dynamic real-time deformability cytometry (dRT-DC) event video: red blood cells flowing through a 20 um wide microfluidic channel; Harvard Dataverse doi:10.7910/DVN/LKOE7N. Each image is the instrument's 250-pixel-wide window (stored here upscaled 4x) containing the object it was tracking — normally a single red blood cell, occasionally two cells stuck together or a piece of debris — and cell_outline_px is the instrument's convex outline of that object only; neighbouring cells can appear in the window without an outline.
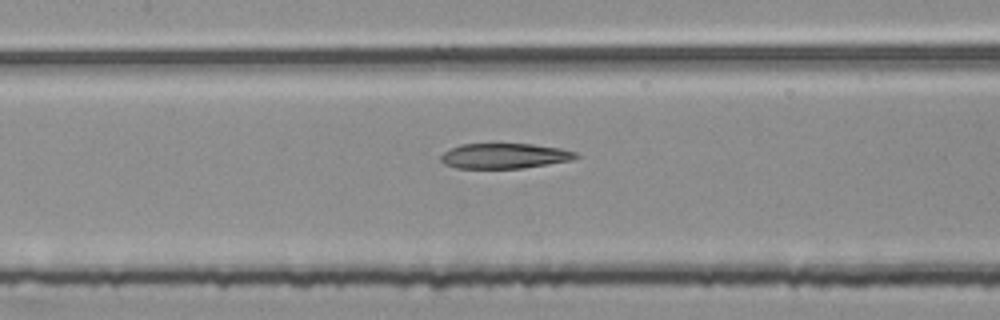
{"species": "common noctule bat (a hibernating species)", "species_latin": "Nyctalus noctula", "temperature_condition": "room temperature", "stored_images_in_passage": 51, "segment_of_instrument_passage": [2, 2], "camera_frame_rate_fps": 3000, "um_per_image_px": 0.085, "animal": {"sex": "female", "body_mass_g": 25.1}, "frame": {"image": 1, "passage_image": 24, "time_ms": 7.667, "image_size_px": [1000, 320], "cell_outline_px": [[580, 156], [572, 160], [520, 168], [456, 168], [444, 164], [440, 160], [440, 156], [444, 152], [460, 144], [532, 144], [560, 148], [576, 152]], "centroid_in_image_um": [42.87, 13.25], "position_along_channel_um": 164.5, "area_um2": 19.71}}
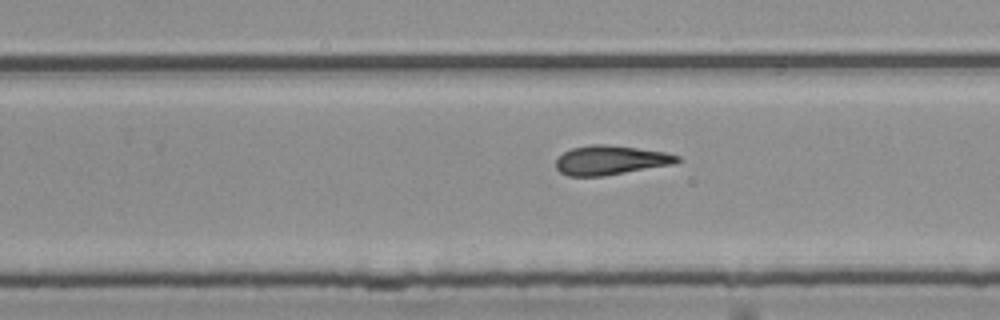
{"frame": {"image": 2, "passage_image": 33, "time_ms": 10.667, "image_size_px": [1000, 320], "cell_outline_px": [[684, 160], [672, 164], [604, 176], [568, 176], [560, 172], [556, 168], [556, 160], [564, 152], [572, 148], [592, 144], [600, 144], [636, 148], [664, 152], [680, 156]], "centroid_in_image_um": [51.9, 13.62], "position_along_channel_um": 277.9, "area_um2": 20.52}}
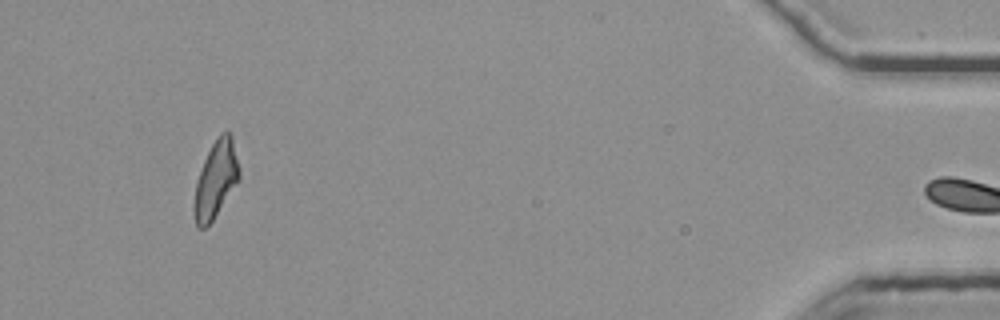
{"frame": {"image": 3, "passage_image": 50, "time_ms": 16.333, "image_size_px": [1000, 320], "cell_outline_px": [[240, 180], [208, 228], [196, 228], [192, 212], [192, 204], [196, 180], [204, 160], [216, 136], [220, 132], [228, 132], [232, 136], [240, 168]], "centroid_in_image_um": [18.32, 15.32], "position_along_channel_um": 416.9, "area_um2": 20.92}}